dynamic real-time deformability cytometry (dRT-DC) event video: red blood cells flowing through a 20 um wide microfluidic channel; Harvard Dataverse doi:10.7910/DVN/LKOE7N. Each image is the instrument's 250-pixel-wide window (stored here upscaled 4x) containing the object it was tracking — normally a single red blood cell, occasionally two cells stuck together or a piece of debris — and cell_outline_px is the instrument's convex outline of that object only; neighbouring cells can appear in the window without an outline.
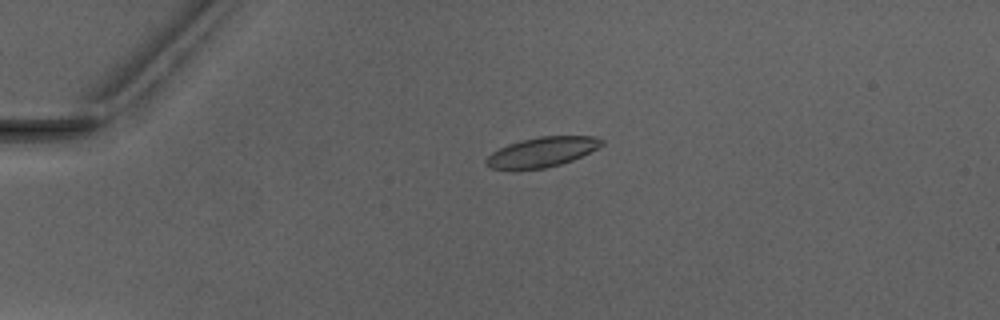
{"species": "Egyptian fruit bat (a non-hibernating species)", "species_latin": "Rousettus aegyptiacus", "temperature_condition": "warm", "stored_images_in_passage": 6, "camera_frame_rate_fps": 3000, "um_per_image_px": 0.085, "animal": {"sex": "male"}, "frame": {"image": 1, "passage_image": 4, "time_ms": 3.667, "image_size_px": [1000, 320], "cell_outline_px": [[604, 144], [572, 160], [560, 164], [544, 168], [488, 168], [484, 164], [484, 160], [492, 152], [508, 144], [520, 140], [540, 136], [596, 136], [604, 140]], "centroid_in_image_um": [46.06, 12.9], "position_along_channel_um": 38.9, "area_um2": 19.77}}